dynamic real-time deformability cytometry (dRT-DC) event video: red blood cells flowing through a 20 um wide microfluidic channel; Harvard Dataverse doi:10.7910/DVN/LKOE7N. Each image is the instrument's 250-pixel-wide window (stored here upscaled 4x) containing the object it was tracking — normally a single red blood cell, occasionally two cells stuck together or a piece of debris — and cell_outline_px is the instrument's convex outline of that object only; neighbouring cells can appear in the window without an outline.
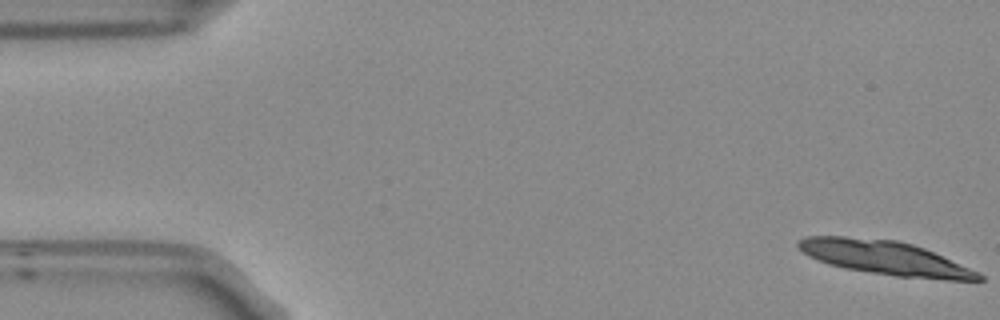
{"species": "Egyptian fruit bat (a non-hibernating species)", "species_latin": "Rousettus aegyptiacus", "temperature_condition": "room temperature", "stored_images_in_passage": 15, "camera_frame_rate_fps": 3000, "um_per_image_px": 0.085, "frame": {"image": 1, "passage_image": 1, "time_ms": 0.0, "image_size_px": [1000, 320], "cell_outline_px": [[984, 280], [948, 280], [896, 276], [848, 268], [832, 264], [820, 260], [804, 252], [796, 244], [796, 240], [804, 236], [844, 236], [896, 240], [912, 244], [924, 248], [980, 272], [984, 276]], "centroid_in_image_um": [75.28, 21.9], "position_along_channel_um": 9.7, "area_um2": 35.2}}